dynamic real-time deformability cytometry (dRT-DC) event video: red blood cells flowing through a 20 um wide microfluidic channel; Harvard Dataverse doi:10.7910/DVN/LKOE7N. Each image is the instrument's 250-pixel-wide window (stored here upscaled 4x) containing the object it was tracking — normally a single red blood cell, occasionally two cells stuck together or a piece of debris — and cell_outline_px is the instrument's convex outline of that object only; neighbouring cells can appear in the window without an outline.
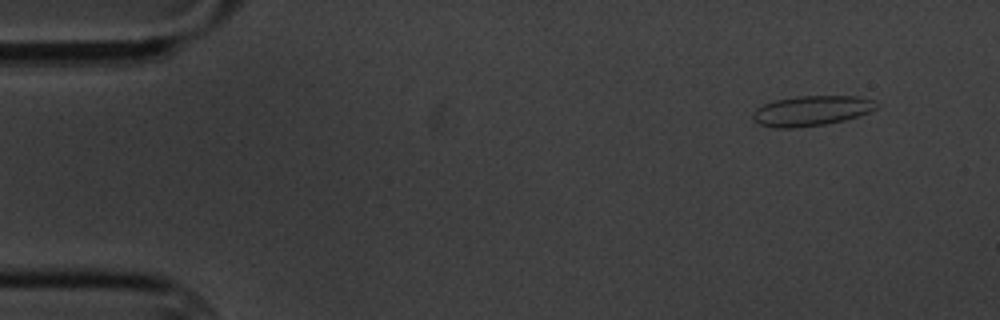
{"species": "common noctule bat (a hibernating species)", "species_latin": "Nyctalus noctula", "temperature_condition": "cold", "stored_images_in_passage": 4, "camera_frame_rate_fps": 3000, "um_per_image_px": 0.085, "animal": {"sex": "male", "body_mass_g": 20.1, "forearm_length_mm": 53.5}, "frame": {"image": 1, "passage_image": 1, "time_ms": 0.0, "image_size_px": [1000, 320], "cell_outline_px": [[876, 108], [868, 112], [844, 120], [824, 124], [796, 128], [776, 128], [760, 124], [752, 120], [752, 112], [756, 108], [764, 104], [776, 100], [796, 96], [856, 96], [876, 100]], "centroid_in_image_um": [68.93, 9.41], "position_along_channel_um": 16.1, "area_um2": 21.62}}